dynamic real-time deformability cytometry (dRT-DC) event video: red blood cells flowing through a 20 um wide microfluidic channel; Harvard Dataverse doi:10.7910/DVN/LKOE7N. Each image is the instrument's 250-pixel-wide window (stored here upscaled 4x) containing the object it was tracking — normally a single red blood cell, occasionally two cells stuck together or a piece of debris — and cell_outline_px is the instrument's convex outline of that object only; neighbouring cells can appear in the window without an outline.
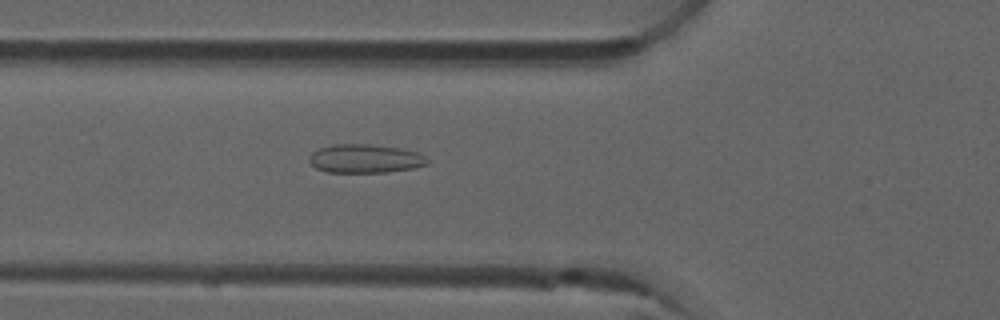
{"species": "common noctule bat (a hibernating species)", "species_latin": "Nyctalus noctula", "temperature_condition": "room temperature", "stored_images_in_passage": 52, "camera_frame_rate_fps": 3000, "um_per_image_px": 0.085, "animal": {"sex": "male", "forearm_length_mm": 52.5}, "frame": {"image": 1, "passage_image": 19, "time_ms": 6.0, "image_size_px": [1000, 320], "cell_outline_px": [[428, 164], [412, 168], [388, 172], [328, 172], [316, 168], [308, 160], [308, 156], [312, 152], [320, 148], [332, 144], [368, 144], [400, 148], [416, 152], [424, 156], [428, 160]], "centroid_in_image_um": [31.0, 13.48], "position_along_channel_um": 94.8, "area_um2": 19.65}}
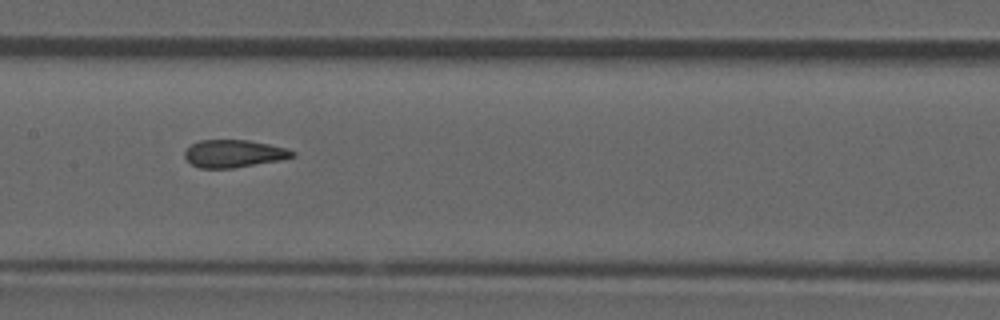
{"frame": {"image": 2, "passage_image": 26, "time_ms": 8.333, "image_size_px": [1000, 320], "cell_outline_px": [[296, 156], [280, 160], [232, 168], [200, 168], [192, 164], [184, 156], [184, 152], [192, 144], [200, 140], [248, 140], [268, 144], [284, 148], [296, 152]], "centroid_in_image_um": [19.88, 13.05], "position_along_channel_um": 187.5, "area_um2": 17.11}}
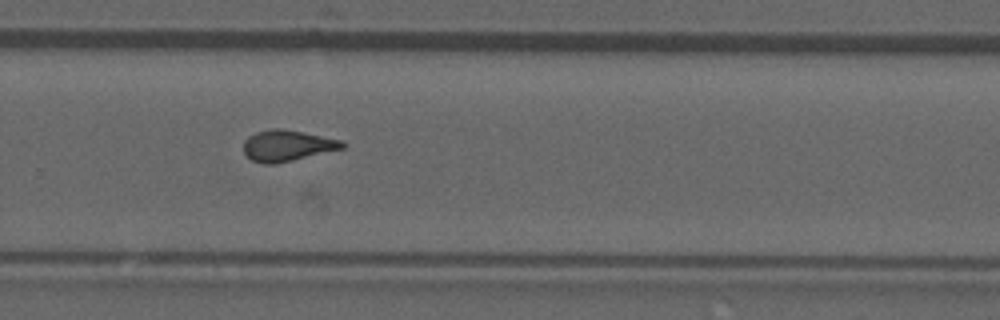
{"frame": {"image": 3, "passage_image": 35, "time_ms": 11.333, "image_size_px": [1000, 320], "cell_outline_px": [[348, 144], [344, 148], [276, 164], [264, 164], [252, 160], [244, 152], [244, 140], [248, 136], [256, 132], [272, 128], [280, 128], [304, 132], [340, 140]], "centroid_in_image_um": [24.41, 12.37], "position_along_channel_um": 305.4, "area_um2": 17.86}, "authors_computed_cell_mechanics": {"area_um2": 17.8313, "velocity_mm_per_s": 3.9448, "shape_relaxation_time_tau1_ms": null, "shape_relaxation_time_tau2_ms": 1.493, "deformation_change_tau1": null, "deformation_change_tau2": 0.0748}}